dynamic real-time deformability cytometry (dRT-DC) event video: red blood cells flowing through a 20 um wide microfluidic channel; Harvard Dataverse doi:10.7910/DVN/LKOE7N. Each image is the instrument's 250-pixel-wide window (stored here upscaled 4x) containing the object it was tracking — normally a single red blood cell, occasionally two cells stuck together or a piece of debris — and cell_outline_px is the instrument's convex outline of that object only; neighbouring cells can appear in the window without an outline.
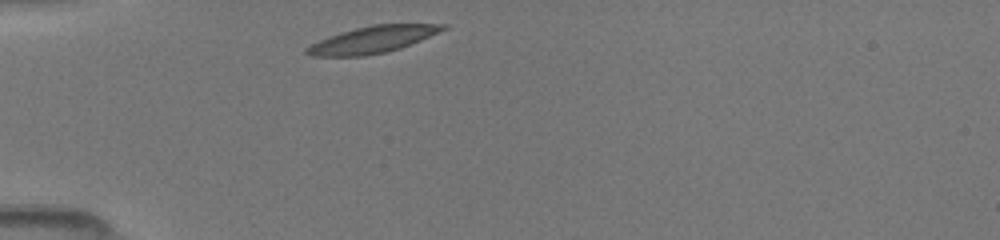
{"species": "common noctule bat (a hibernating species)", "species_latin": "Nyctalus noctula", "temperature_condition": "room temperature", "stored_images_in_passage": 34, "camera_frame_rate_fps": 3000, "um_per_image_px": 0.085, "animal": {"sex": "female", "body_mass_g": 19.5, "forearm_length_mm": 54.1}, "frame": {"image": 1, "passage_image": 1, "time_ms": 0.0, "image_size_px": [1000, 240], "cell_outline_px": [[448, 28], [420, 40], [400, 48], [388, 52], [364, 56], [312, 56], [304, 52], [304, 48], [328, 36], [340, 32], [372, 24], [448, 24]], "centroid_in_image_um": [31.65, 3.36], "position_along_channel_um": 53.3, "area_um2": 21.21}}
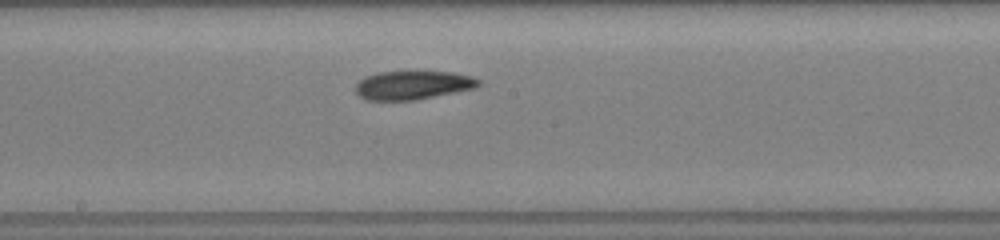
{"frame": {"image": 2, "passage_image": 14, "time_ms": 4.333, "image_size_px": [1000, 240], "cell_outline_px": [[480, 84], [476, 88], [416, 100], [364, 100], [356, 92], [356, 84], [360, 80], [368, 76], [380, 72], [412, 68], [452, 72], [472, 76], [480, 80]], "centroid_in_image_um": [35.12, 7.19], "position_along_channel_um": 213.1, "area_um2": 21.44}}
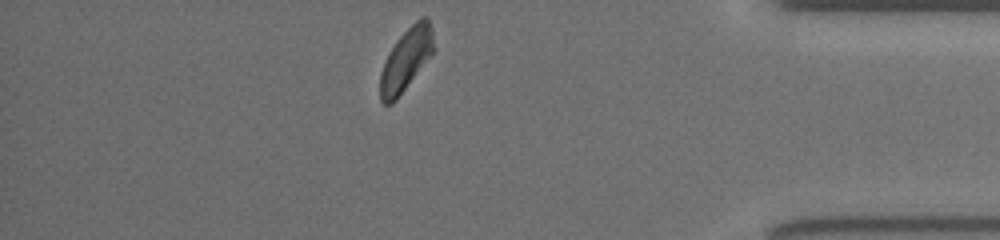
{"frame": {"image": 3, "passage_image": 30, "time_ms": 9.667, "image_size_px": [1000, 240], "cell_outline_px": [[436, 48], [396, 100], [392, 104], [384, 104], [380, 100], [380, 72], [396, 40], [420, 16], [428, 16]], "centroid_in_image_um": [34.53, 5.05], "position_along_channel_um": 400.7, "area_um2": 19.19}}